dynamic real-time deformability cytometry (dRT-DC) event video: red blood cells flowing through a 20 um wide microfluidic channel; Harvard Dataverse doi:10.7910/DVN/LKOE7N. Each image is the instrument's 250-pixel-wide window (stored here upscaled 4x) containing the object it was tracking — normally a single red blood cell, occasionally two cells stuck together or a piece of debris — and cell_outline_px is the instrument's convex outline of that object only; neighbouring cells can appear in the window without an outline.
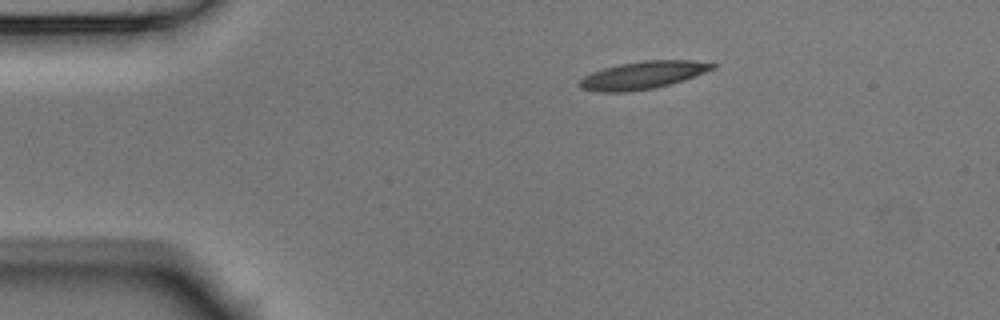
{"species": "Egyptian fruit bat (a non-hibernating species)", "species_latin": "Rousettus aegyptiacus", "temperature_condition": "room temperature", "stored_images_in_passage": 2, "camera_frame_rate_fps": 3000, "um_per_image_px": 0.085, "animal": {"sex": "male"}, "frame": {"image": 1, "passage_image": 1, "time_ms": 0.0, "image_size_px": [1000, 320], "cell_outline_px": [[716, 68], [684, 80], [656, 88], [624, 92], [600, 92], [580, 88], [576, 84], [584, 76], [592, 72], [604, 68], [620, 64], [644, 60], [692, 60], [716, 64]], "centroid_in_image_um": [54.63, 6.39], "position_along_channel_um": 30.4, "area_um2": 21.44}}